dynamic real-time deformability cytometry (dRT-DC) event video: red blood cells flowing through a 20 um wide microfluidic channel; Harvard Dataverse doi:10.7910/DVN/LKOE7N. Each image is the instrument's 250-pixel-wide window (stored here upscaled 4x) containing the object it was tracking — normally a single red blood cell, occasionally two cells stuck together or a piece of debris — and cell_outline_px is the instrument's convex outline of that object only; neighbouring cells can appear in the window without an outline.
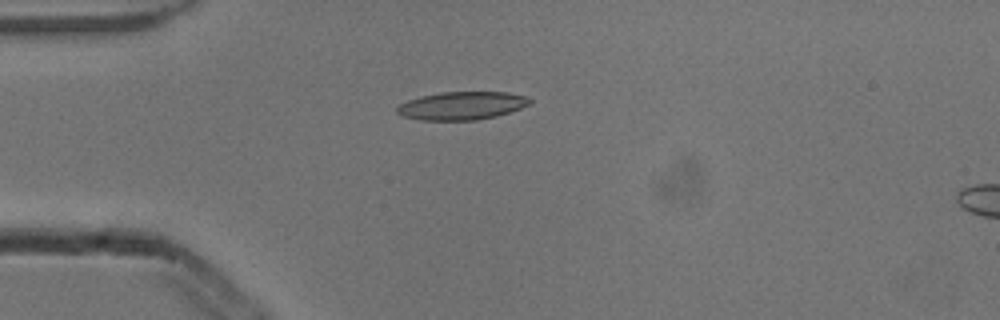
{"species": "common noctule bat (a hibernating species)", "species_latin": "Nyctalus noctula", "temperature_condition": "cold", "stored_images_in_passage": 5, "camera_frame_rate_fps": 3000, "um_per_image_px": 0.085, "animal": {"sex": "male", "body_mass_g": 13.3}, "frame": {"image": 1, "passage_image": 4, "time_ms": 1.0, "image_size_px": [1000, 320], "cell_outline_px": [[532, 104], [496, 116], [476, 120], [420, 120], [404, 116], [396, 112], [396, 108], [400, 104], [408, 100], [420, 96], [440, 92], [508, 92], [528, 96], [532, 100]], "centroid_in_image_um": [39.28, 8.97], "position_along_channel_um": 45.7, "area_um2": 21.79}}